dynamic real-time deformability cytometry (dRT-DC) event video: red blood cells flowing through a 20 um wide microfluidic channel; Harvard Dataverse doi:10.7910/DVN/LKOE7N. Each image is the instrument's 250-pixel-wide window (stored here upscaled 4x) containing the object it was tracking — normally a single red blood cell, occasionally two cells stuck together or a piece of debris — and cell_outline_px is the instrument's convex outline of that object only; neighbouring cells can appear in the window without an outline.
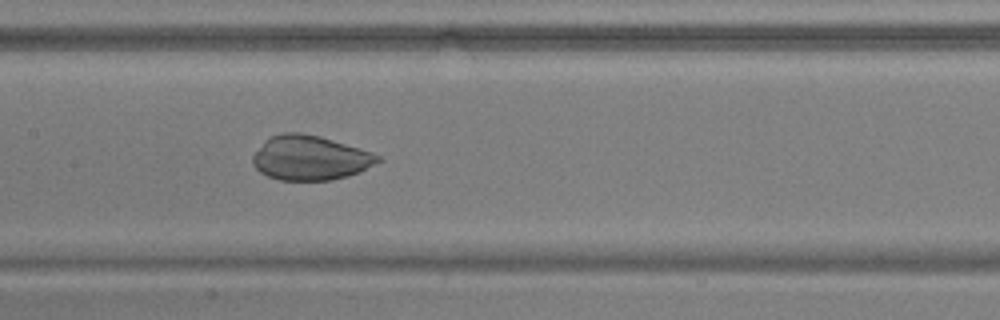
{"species": "common noctule bat (a hibernating species)", "species_latin": "Nyctalus noctula", "temperature_condition": "warm", "stored_images_in_passage": 38, "camera_frame_rate_fps": 3000, "um_per_image_px": 0.085, "animal": {"sex": "male", "body_mass_g": 17.9, "forearm_length_mm": 54.2}, "frame": {"image": 1, "passage_image": 17, "time_ms": 5.333, "image_size_px": [1000, 320], "cell_outline_px": [[384, 160], [360, 172], [348, 176], [332, 180], [280, 180], [268, 176], [260, 172], [252, 164], [252, 156], [264, 140], [272, 136], [284, 132], [300, 132], [320, 136], [372, 152], [380, 156]], "centroid_in_image_um": [26.37, 13.42], "position_along_channel_um": 181.0, "area_um2": 32.66}}
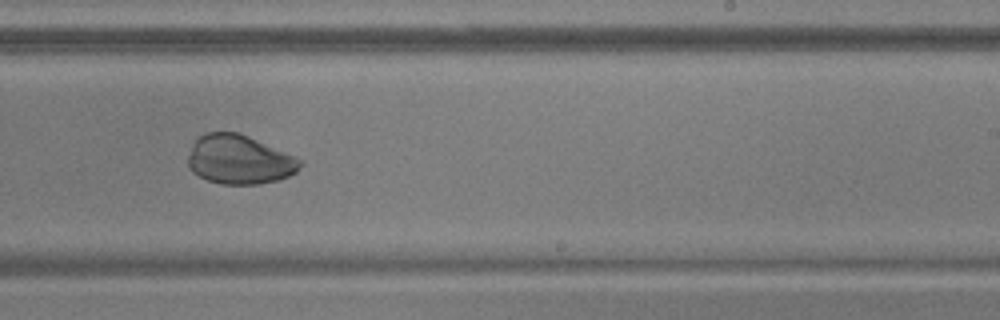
{"frame": {"image": 2, "passage_image": 24, "time_ms": 7.667, "image_size_px": [1000, 320], "cell_outline_px": [[304, 164], [296, 172], [288, 176], [276, 180], [260, 184], [220, 184], [208, 180], [192, 172], [188, 164], [188, 156], [192, 144], [200, 136], [208, 132], [236, 132], [248, 136], [304, 160]], "centroid_in_image_um": [20.36, 13.57], "position_along_channel_um": 268.6, "area_um2": 32.02}}
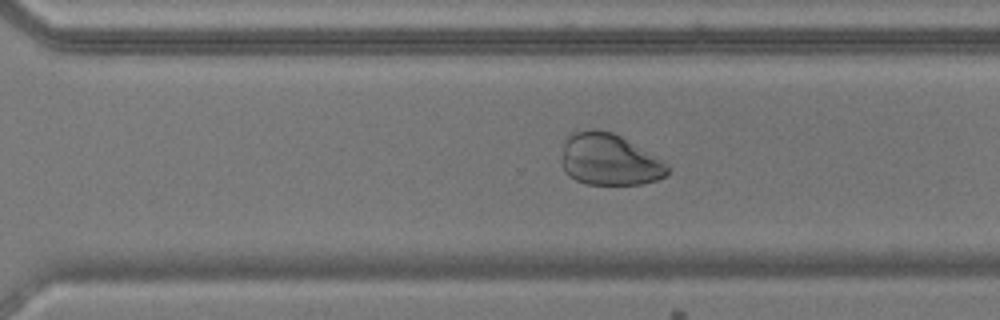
{"frame": {"image": 3, "passage_image": 28, "time_ms": 9.0, "image_size_px": [1000, 320], "cell_outline_px": [[668, 172], [664, 176], [656, 180], [640, 184], [588, 184], [576, 180], [568, 176], [564, 172], [560, 164], [560, 160], [564, 140], [568, 136], [576, 132], [592, 128], [600, 128], [612, 132], [620, 136], [664, 160], [668, 164]], "centroid_in_image_um": [51.75, 13.56], "position_along_channel_um": 318.9, "area_um2": 32.19}}